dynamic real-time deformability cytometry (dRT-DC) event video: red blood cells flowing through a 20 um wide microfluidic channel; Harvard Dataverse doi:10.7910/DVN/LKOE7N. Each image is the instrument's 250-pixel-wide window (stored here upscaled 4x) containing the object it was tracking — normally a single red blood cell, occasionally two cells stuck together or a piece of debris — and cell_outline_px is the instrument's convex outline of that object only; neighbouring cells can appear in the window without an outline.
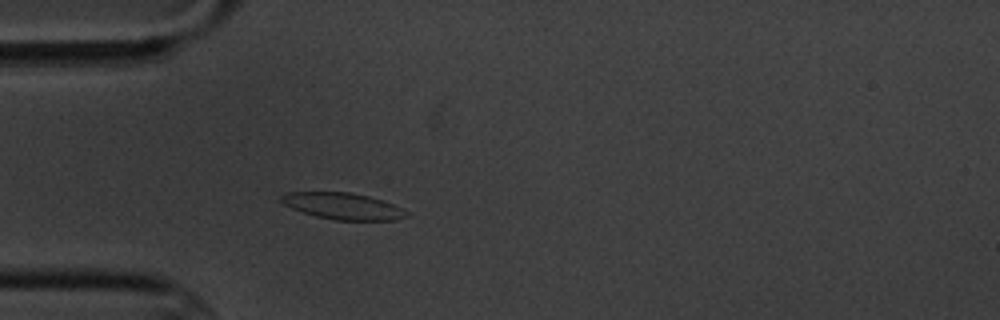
{"species": "common noctule bat (a hibernating species)", "species_latin": "Nyctalus noctula", "temperature_condition": "cold", "stored_images_in_passage": 3, "camera_frame_rate_fps": 3000, "um_per_image_px": 0.085, "animal": {"sex": "male", "body_mass_g": 20.1, "forearm_length_mm": 53.5}, "frame": {"image": 1, "passage_image": 3, "time_ms": 2.333, "image_size_px": [1000, 320], "cell_outline_px": [[408, 216], [396, 220], [336, 220], [316, 216], [292, 208], [284, 204], [280, 200], [280, 196], [288, 192], [348, 192], [368, 196], [392, 204], [408, 212]], "centroid_in_image_um": [29.13, 17.52], "position_along_channel_um": 55.9, "area_um2": 19.07}}